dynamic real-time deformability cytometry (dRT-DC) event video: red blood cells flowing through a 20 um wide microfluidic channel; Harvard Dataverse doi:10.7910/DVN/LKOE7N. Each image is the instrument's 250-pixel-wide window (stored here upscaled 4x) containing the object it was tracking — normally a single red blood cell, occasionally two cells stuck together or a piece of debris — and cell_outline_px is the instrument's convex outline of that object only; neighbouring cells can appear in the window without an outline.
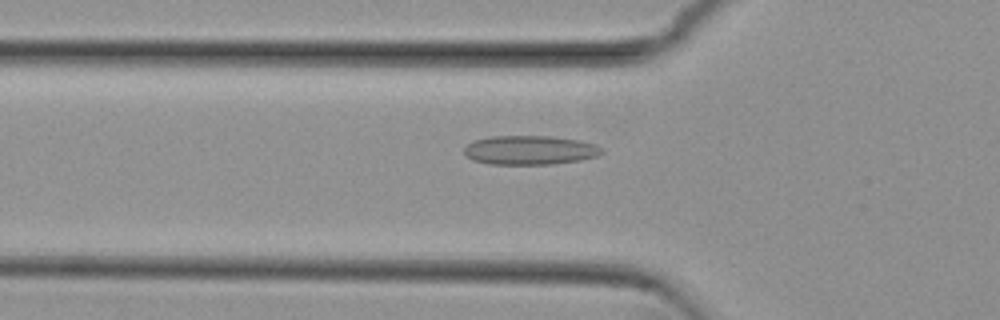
{"species": "common noctule bat (a hibernating species)", "species_latin": "Nyctalus noctula", "temperature_condition": "cold", "stored_images_in_passage": 54, "camera_frame_rate_fps": 3000, "um_per_image_px": 0.085, "animal": {"sex": "female", "body_mass_g": 29.2, "forearm_length_mm": 56.3}, "frame": {"image": 1, "passage_image": 18, "time_ms": 5.667, "image_size_px": [1000, 320], "cell_outline_px": [[604, 152], [596, 156], [580, 160], [552, 164], [488, 164], [472, 160], [464, 152], [464, 148], [472, 140], [492, 136], [552, 136], [580, 140], [596, 144], [604, 148]], "centroid_in_image_um": [45.06, 12.75], "position_along_channel_um": 80.7, "area_um2": 23.52}}
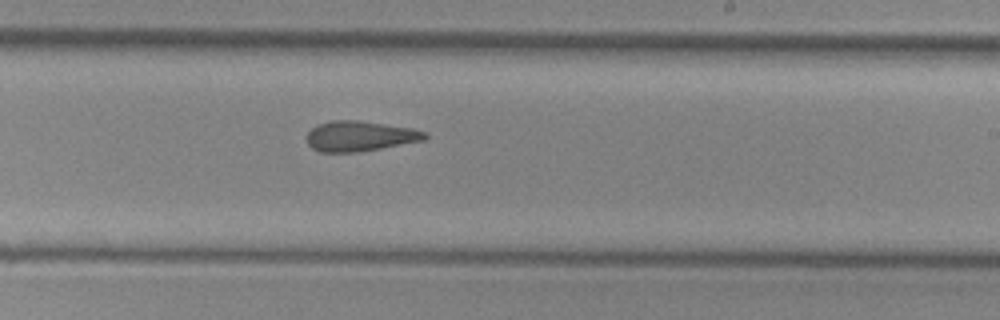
{"frame": {"image": 2, "passage_image": 32, "time_ms": 10.333, "image_size_px": [1000, 320], "cell_outline_px": [[428, 136], [424, 140], [360, 152], [320, 152], [312, 148], [308, 144], [308, 132], [312, 128], [320, 124], [332, 120], [356, 120], [412, 128], [424, 132]], "centroid_in_image_um": [30.58, 11.58], "position_along_channel_um": 258.4, "area_um2": 20.58}}
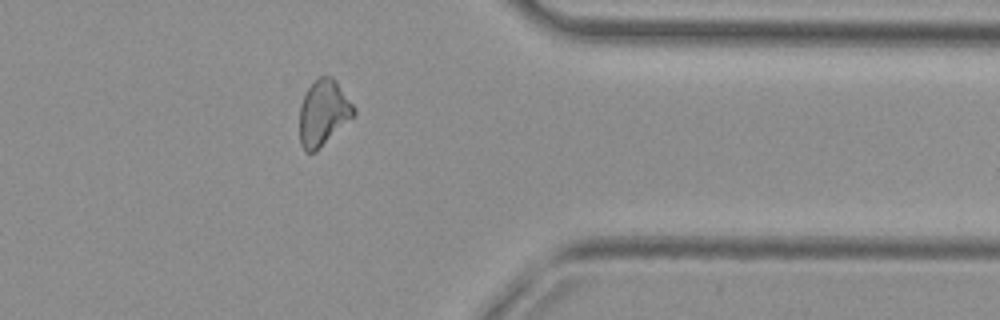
{"frame": {"image": 3, "passage_image": 43, "time_ms": 14.0, "image_size_px": [1000, 320], "cell_outline_px": [[356, 116], [316, 152], [304, 152], [300, 144], [300, 104], [308, 88], [320, 76], [332, 76], [336, 80], [356, 108]], "centroid_in_image_um": [27.52, 9.62], "position_along_channel_um": 383.9, "area_um2": 21.1}, "authors_computed_cell_mechanics": {"area_um2": 21.7039, "velocity_mm_per_s": 3.8009, "shape_relaxation_time_tau1_ms": null, "shape_relaxation_time_tau2_ms": 4.4554, "deformation_change_tau1": null, "deformation_change_tau2": 0.1257}}